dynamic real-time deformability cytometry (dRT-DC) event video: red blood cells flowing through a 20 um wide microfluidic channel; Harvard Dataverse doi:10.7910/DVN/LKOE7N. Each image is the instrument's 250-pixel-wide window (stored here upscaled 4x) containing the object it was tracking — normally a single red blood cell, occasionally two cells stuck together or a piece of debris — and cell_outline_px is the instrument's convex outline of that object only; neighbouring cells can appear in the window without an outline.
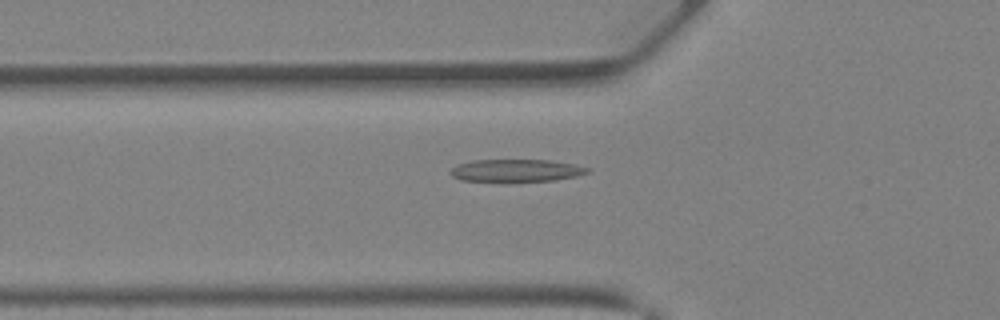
{"species": "Egyptian fruit bat (a non-hibernating species)", "species_latin": "Rousettus aegyptiacus", "temperature_condition": "warm", "stored_images_in_passage": 41, "camera_frame_rate_fps": 3000, "um_per_image_px": 0.085, "animal": {"sex": "female"}, "frame": {"image": 1, "passage_image": 15, "time_ms": 4.667, "image_size_px": [1000, 320], "cell_outline_px": [[588, 172], [576, 176], [556, 180], [460, 180], [452, 176], [448, 172], [456, 164], [472, 160], [552, 160], [572, 164], [588, 168]], "centroid_in_image_um": [43.82, 14.47], "position_along_channel_um": 82.0, "area_um2": 17.46}}
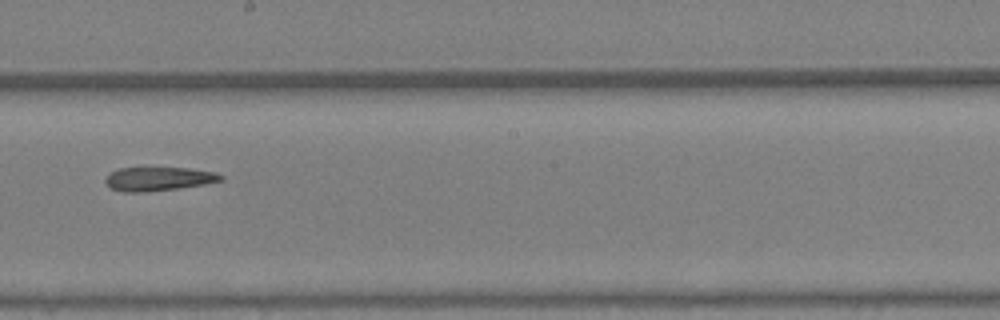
{"frame": {"image": 2, "passage_image": 24, "time_ms": 7.667, "image_size_px": [1000, 320], "cell_outline_px": [[224, 180], [204, 184], [176, 188], [140, 192], [124, 192], [112, 188], [104, 180], [112, 172], [120, 168], [188, 168], [216, 172], [224, 176]], "centroid_in_image_um": [13.52, 15.19], "position_along_channel_um": 234.7, "area_um2": 15.66}}
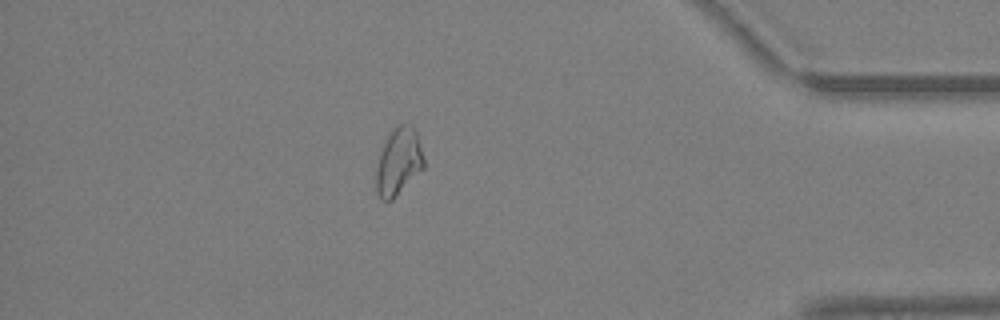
{"frame": {"image": 3, "passage_image": 36, "time_ms": 11.667, "image_size_px": [1000, 320], "cell_outline_px": [[424, 168], [392, 200], [380, 200], [376, 192], [376, 168], [380, 152], [392, 128], [400, 124], [412, 124], [416, 132], [420, 144], [424, 160]], "centroid_in_image_um": [33.87, 13.75], "position_along_channel_um": 401.3, "area_um2": 18.67}}